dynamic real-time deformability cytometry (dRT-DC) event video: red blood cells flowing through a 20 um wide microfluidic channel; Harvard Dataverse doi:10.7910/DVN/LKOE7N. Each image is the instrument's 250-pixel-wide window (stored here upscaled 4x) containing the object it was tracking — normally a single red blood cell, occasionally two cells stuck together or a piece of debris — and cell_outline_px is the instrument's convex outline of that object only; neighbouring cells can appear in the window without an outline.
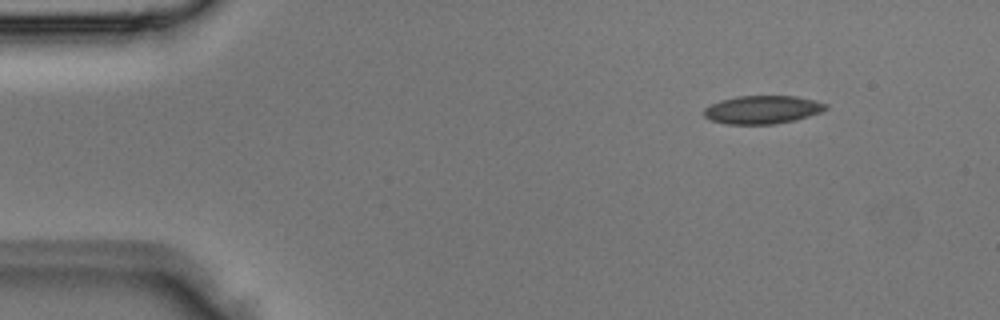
{"species": "Egyptian fruit bat (a non-hibernating species)", "species_latin": "Rousettus aegyptiacus", "temperature_condition": "room temperature", "stored_images_in_passage": 4, "camera_frame_rate_fps": 3000, "um_per_image_px": 0.085, "animal": {"sex": "male"}, "frame": {"image": 1, "passage_image": 1, "time_ms": 0.0, "image_size_px": [1000, 320], "cell_outline_px": [[828, 108], [820, 112], [796, 120], [772, 124], [724, 124], [712, 120], [704, 116], [704, 108], [720, 100], [736, 96], [796, 96], [828, 104]], "centroid_in_image_um": [64.8, 9.32], "position_along_channel_um": 20.2, "area_um2": 19.94}}
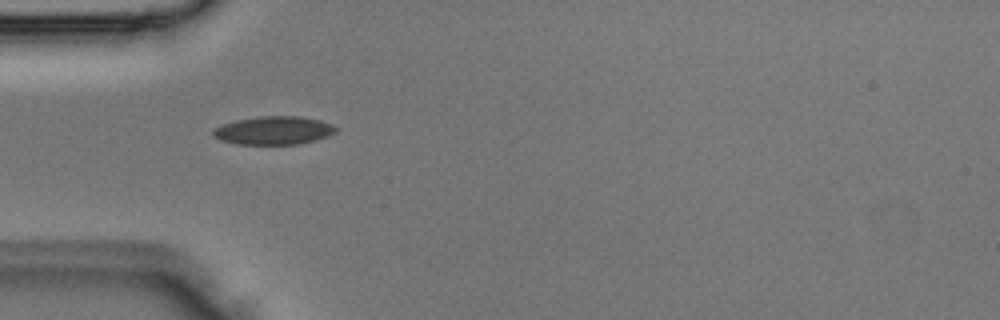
{"frame": {"image": 2, "passage_image": 3, "time_ms": 0.667, "image_size_px": [1000, 320], "cell_outline_px": [[340, 128], [336, 132], [328, 136], [316, 140], [300, 144], [236, 144], [220, 140], [212, 136], [212, 128], [236, 120], [260, 116], [300, 116], [320, 120], [332, 124]], "centroid_in_image_um": [23.28, 11.09], "position_along_channel_um": 61.7, "area_um2": 20.46}}